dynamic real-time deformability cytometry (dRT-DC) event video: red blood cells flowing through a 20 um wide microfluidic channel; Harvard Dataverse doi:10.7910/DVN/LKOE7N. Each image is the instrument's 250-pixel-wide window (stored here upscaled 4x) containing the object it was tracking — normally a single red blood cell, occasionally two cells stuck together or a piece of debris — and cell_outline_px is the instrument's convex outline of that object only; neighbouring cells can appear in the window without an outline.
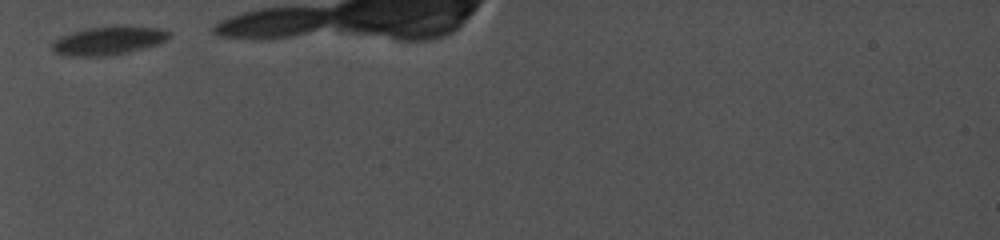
{"species": "common noctule bat (a hibernating species)", "species_latin": "Nyctalus noctula", "temperature_condition": "cold", "stored_images_in_passage": 3, "segment_of_instrument_passage": [1, 2], "camera_frame_rate_fps": 5000, "um_per_image_px": 0.085, "animal": {"sex": "female", "body_mass_g": 19.0, "forearm_length_mm": 56.7}, "frame": {"image": 1, "passage_image": 1, "time_ms": 0.0, "image_size_px": [1000, 240], "cell_outline_px": [[172, 36], [156, 44], [128, 52], [104, 56], [60, 56], [52, 52], [52, 40], [60, 36], [72, 32], [88, 28], [164, 28], [172, 32]], "centroid_in_image_um": [9.13, 3.49], "position_along_channel_um": 75.9, "area_um2": 18.9}}